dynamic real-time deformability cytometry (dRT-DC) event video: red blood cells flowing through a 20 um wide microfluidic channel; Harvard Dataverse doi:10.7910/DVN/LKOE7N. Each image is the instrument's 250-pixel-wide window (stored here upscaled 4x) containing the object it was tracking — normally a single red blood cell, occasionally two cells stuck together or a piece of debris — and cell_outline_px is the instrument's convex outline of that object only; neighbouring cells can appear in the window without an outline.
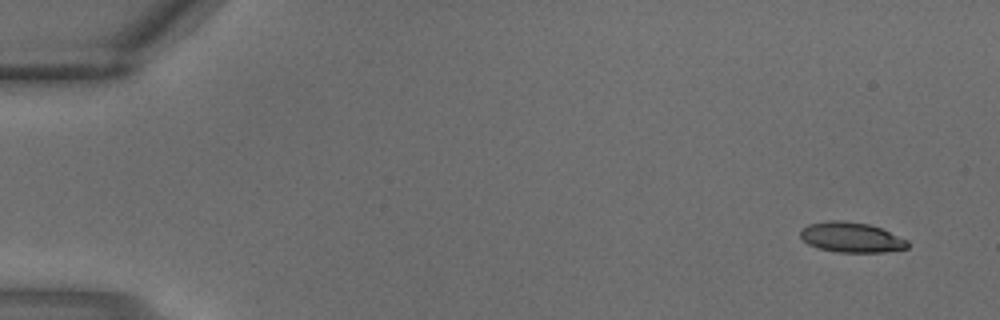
{"species": "common noctule bat (a hibernating species)", "species_latin": "Nyctalus noctula", "temperature_condition": "warm", "stored_images_in_passage": 4, "camera_frame_rate_fps": 3000, "um_per_image_px": 0.085, "animal": {"sex": "male", "body_mass_g": 18.8}, "frame": {"image": 1, "passage_image": 1, "time_ms": 0.0, "image_size_px": [1000, 320], "cell_outline_px": [[908, 248], [884, 252], [836, 252], [820, 248], [808, 244], [800, 236], [800, 232], [808, 224], [828, 220], [844, 220], [868, 224], [880, 228], [908, 240]], "centroid_in_image_um": [72.36, 20.17], "position_along_channel_um": 12.6, "area_um2": 18.73}}